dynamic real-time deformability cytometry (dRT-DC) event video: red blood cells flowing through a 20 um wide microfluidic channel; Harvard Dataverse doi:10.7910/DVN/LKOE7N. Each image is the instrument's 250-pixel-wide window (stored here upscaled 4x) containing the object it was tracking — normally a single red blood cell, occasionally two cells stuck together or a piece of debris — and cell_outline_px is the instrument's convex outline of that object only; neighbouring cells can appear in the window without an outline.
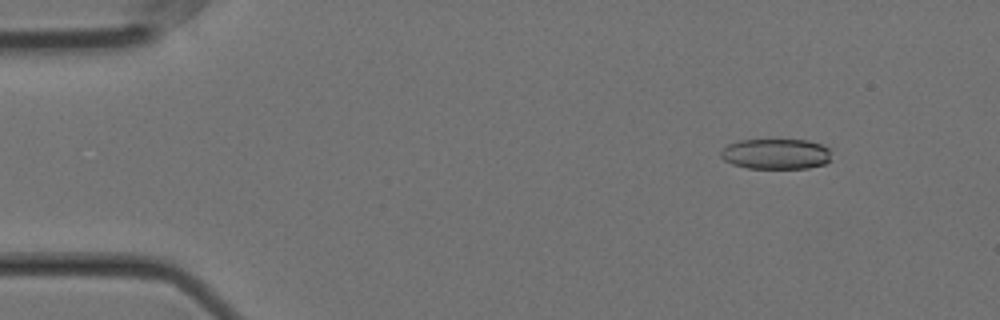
{"species": "Egyptian fruit bat (a non-hibernating species)", "species_latin": "Rousettus aegyptiacus", "temperature_condition": "cold", "stored_images_in_passage": 56, "camera_frame_rate_fps": 3000, "um_per_image_px": 0.085, "animal": {"sex": "female"}, "frame": {"image": 1, "passage_image": 6, "time_ms": 1.667, "image_size_px": [1000, 320], "cell_outline_px": [[832, 160], [824, 164], [808, 168], [748, 168], [732, 164], [724, 160], [720, 156], [720, 152], [728, 144], [740, 140], [808, 140], [820, 144], [828, 148]], "centroid_in_image_um": [65.96, 13.09], "position_along_channel_um": 19.0, "area_um2": 19.65}}
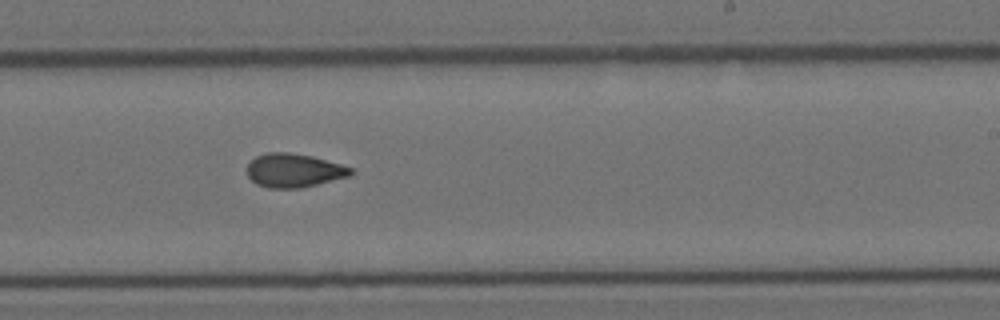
{"frame": {"image": 2, "passage_image": 34, "time_ms": 11.0, "image_size_px": [1000, 320], "cell_outline_px": [[356, 172], [352, 176], [300, 188], [268, 188], [256, 184], [248, 176], [248, 164], [256, 156], [268, 152], [288, 152], [312, 156], [340, 164], [352, 168]], "centroid_in_image_um": [25.02, 14.49], "position_along_channel_um": 264.0, "area_um2": 20.46}}
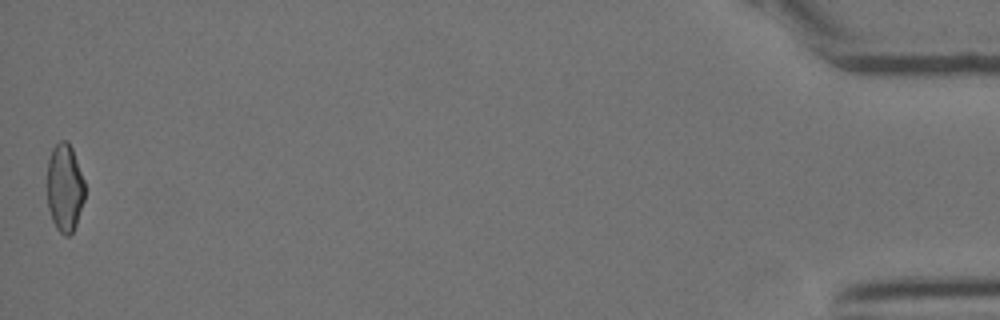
{"frame": {"image": 3, "passage_image": 56, "time_ms": 18.333, "image_size_px": [1000, 320], "cell_outline_px": [[84, 200], [76, 224], [72, 232], [68, 236], [64, 236], [56, 228], [52, 220], [48, 208], [48, 160], [52, 148], [60, 140], [68, 140], [72, 148], [84, 180]], "centroid_in_image_um": [5.5, 15.95], "position_along_channel_um": 429.7, "area_um2": 19.25}, "authors_computed_cell_mechanics": {"area_um2": 20.4034, "velocity_mm_per_s": 3.5699, "shape_relaxation_time_tau1_ms": null, "shape_relaxation_time_tau2_ms": 3.2269, "deformation_change_tau1": null, "deformation_change_tau2": 0.1003}}